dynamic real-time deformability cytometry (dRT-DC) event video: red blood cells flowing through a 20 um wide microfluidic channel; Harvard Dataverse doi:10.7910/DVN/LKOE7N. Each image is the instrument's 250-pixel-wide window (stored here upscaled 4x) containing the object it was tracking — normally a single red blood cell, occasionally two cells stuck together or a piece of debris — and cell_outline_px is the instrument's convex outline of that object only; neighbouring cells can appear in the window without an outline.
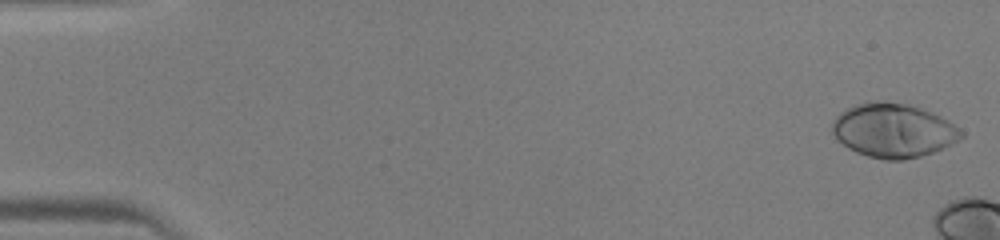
{"species": "human", "species_latin": "Homo sapiens", "temperature_condition": "warm", "stored_images_in_passage": 9, "camera_frame_rate_fps": 3000, "um_per_image_px": 0.085, "donor": {"sex": "male"}, "frame": {"image": 1, "passage_image": 1, "time_ms": 0.0, "image_size_px": [1000, 240], "cell_outline_px": [[964, 136], [960, 140], [932, 152], [920, 156], [904, 160], [884, 160], [868, 156], [856, 152], [848, 148], [836, 140], [832, 132], [832, 120], [840, 112], [856, 104], [868, 100], [876, 100], [904, 104], [920, 108], [940, 116], [948, 120], [960, 128], [964, 132]], "centroid_in_image_um": [75.91, 11.09], "position_along_channel_um": 9.1, "area_um2": 40.75}}